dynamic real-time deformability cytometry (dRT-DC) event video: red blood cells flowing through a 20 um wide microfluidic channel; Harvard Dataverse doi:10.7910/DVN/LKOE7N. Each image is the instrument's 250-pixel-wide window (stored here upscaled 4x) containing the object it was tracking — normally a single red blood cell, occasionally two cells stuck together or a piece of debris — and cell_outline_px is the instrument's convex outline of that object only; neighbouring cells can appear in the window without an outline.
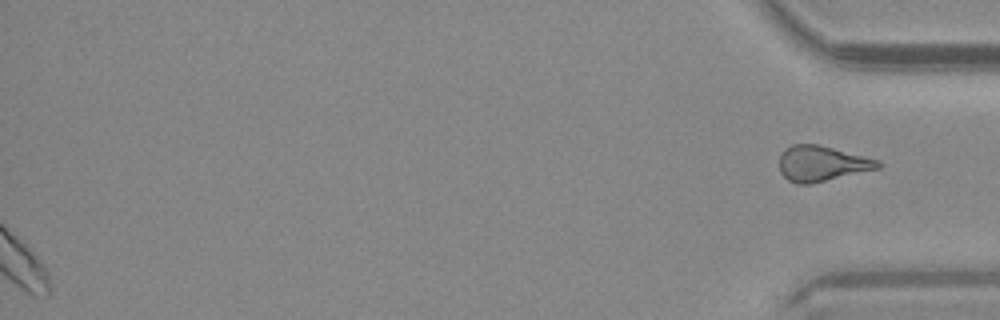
{"species": "common noctule bat (a hibernating species)", "species_latin": "Nyctalus noctula", "temperature_condition": "warm", "stored_images_in_passage": 32, "segment_of_instrument_passage": [2, 2], "camera_frame_rate_fps": 3000, "um_per_image_px": 0.085, "animal": {"sex": "male", "body_mass_g": 20.4}, "frame": {"image": 1, "passage_image": 32, "time_ms": 10.333, "image_size_px": [1000, 320], "cell_outline_px": [[884, 164], [880, 168], [812, 184], [796, 184], [788, 180], [780, 172], [780, 156], [784, 148], [792, 144], [816, 144], [880, 160]], "centroid_in_image_um": [69.86, 13.91], "position_along_channel_um": 365.3, "area_um2": 20.46}}